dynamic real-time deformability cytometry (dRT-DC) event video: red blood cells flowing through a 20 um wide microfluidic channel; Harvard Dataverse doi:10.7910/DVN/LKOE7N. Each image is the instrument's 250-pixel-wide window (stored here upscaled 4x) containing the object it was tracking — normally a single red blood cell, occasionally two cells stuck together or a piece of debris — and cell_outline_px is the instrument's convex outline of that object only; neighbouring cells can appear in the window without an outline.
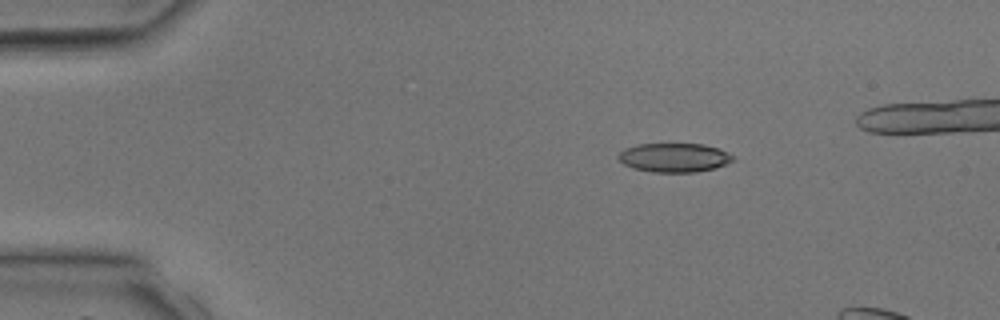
{"species": "common noctule bat (a hibernating species)", "species_latin": "Nyctalus noctula", "temperature_condition": "room temperature", "stored_images_in_passage": 3, "camera_frame_rate_fps": 3000, "um_per_image_px": 0.085, "animal": {"sex": "male", "body_mass_g": 17.9, "forearm_length_mm": 54.2}, "frame": {"image": 1, "passage_image": 1, "time_ms": 0.0, "image_size_px": [1000, 320], "cell_outline_px": [[736, 160], [716, 168], [696, 172], [652, 172], [632, 168], [624, 164], [616, 156], [624, 148], [636, 144], [704, 144], [720, 148], [736, 156]], "centroid_in_image_um": [57.35, 13.39], "position_along_channel_um": 27.7, "area_um2": 19.71}}